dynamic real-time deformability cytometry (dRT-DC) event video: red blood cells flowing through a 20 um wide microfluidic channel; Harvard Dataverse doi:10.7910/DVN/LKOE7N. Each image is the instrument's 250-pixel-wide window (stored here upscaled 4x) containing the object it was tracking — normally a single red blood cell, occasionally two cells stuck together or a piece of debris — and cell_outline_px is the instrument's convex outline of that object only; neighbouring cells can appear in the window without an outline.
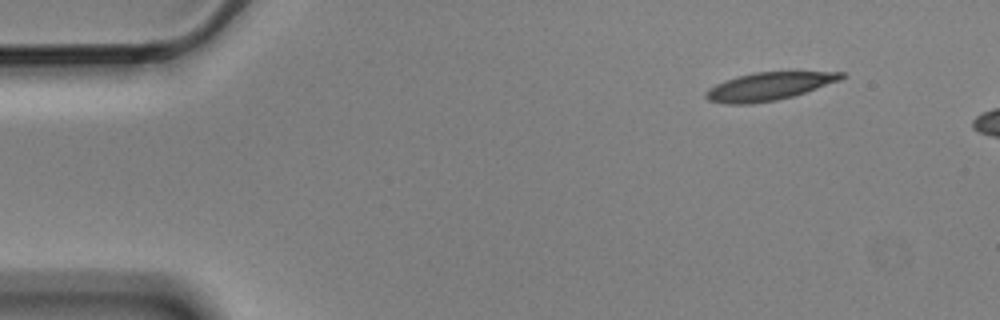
{"species": "Egyptian fruit bat (a non-hibernating species)", "species_latin": "Rousettus aegyptiacus", "temperature_condition": "cold", "stored_images_in_passage": 3, "camera_frame_rate_fps": 3000, "um_per_image_px": 0.085, "animal": {"sex": "male"}, "frame": {"image": 1, "passage_image": 1, "time_ms": 0.0, "image_size_px": [1000, 320], "cell_outline_px": [[848, 76], [840, 80], [792, 96], [776, 100], [752, 104], [724, 104], [708, 100], [704, 96], [704, 92], [708, 88], [724, 80], [752, 72], [844, 72]], "centroid_in_image_um": [65.3, 7.34], "position_along_channel_um": 19.7, "area_um2": 22.02}}